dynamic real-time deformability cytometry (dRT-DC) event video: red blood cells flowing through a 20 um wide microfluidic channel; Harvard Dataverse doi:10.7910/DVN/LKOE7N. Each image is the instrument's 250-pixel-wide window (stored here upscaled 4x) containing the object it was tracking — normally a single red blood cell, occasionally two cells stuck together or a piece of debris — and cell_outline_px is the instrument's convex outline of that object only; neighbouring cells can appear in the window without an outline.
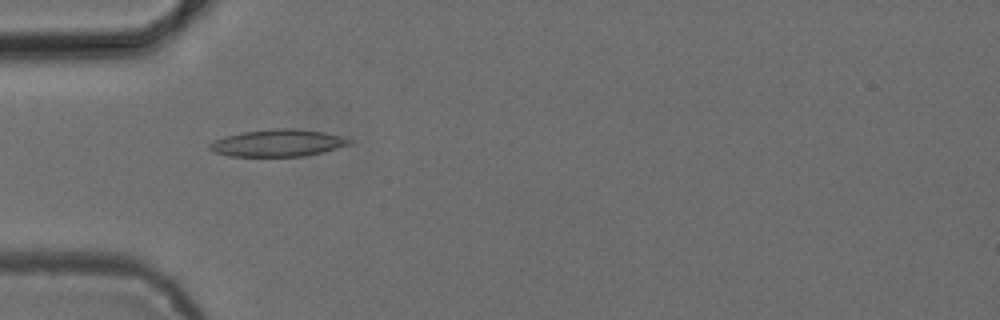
{"species": "common noctule bat (a hibernating species)", "species_latin": "Nyctalus noctula", "temperature_condition": "cold", "stored_images_in_passage": 49, "camera_frame_rate_fps": 3000, "um_per_image_px": 0.085, "animal": {"sex": "female", "body_mass_g": 24.6, "forearm_length_mm": 56.2}, "frame": {"image": 1, "passage_image": 13, "time_ms": 4.0, "image_size_px": [1000, 320], "cell_outline_px": [[352, 144], [304, 156], [228, 156], [216, 152], [208, 148], [208, 144], [212, 140], [224, 136], [244, 132], [272, 128], [296, 128], [324, 132], [340, 136], [352, 140]], "centroid_in_image_um": [23.58, 12.14], "position_along_channel_um": 61.4, "area_um2": 22.02}}
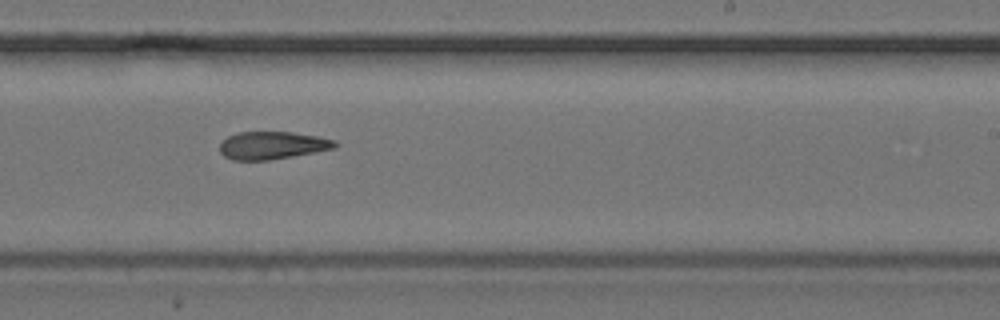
{"frame": {"image": 2, "passage_image": 29, "time_ms": 9.333, "image_size_px": [1000, 320], "cell_outline_px": [[340, 144], [336, 148], [292, 156], [268, 160], [232, 160], [224, 156], [220, 152], [220, 140], [236, 132], [292, 132], [320, 136], [336, 140]], "centroid_in_image_um": [23.16, 12.34], "position_along_channel_um": 265.8, "area_um2": 18.84}}
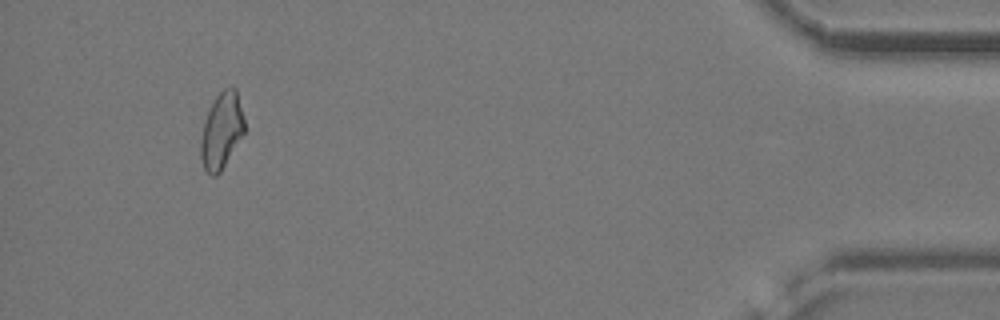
{"frame": {"image": 3, "passage_image": 46, "time_ms": 15.0, "image_size_px": [1000, 320], "cell_outline_px": [[244, 132], [220, 172], [216, 176], [212, 176], [204, 168], [200, 156], [200, 140], [204, 124], [208, 112], [216, 96], [224, 88], [236, 88], [244, 120]], "centroid_in_image_um": [18.82, 11.12], "position_along_channel_um": 416.4, "area_um2": 18.9}, "authors_computed_cell_mechanics": {"area_um2": 19.7676, "velocity_mm_per_s": 3.8739, "shape_relaxation_time_tau1_ms": null, "shape_relaxation_time_tau2_ms": 3.726, "deformation_change_tau1": null, "deformation_change_tau2": 0.1063}}